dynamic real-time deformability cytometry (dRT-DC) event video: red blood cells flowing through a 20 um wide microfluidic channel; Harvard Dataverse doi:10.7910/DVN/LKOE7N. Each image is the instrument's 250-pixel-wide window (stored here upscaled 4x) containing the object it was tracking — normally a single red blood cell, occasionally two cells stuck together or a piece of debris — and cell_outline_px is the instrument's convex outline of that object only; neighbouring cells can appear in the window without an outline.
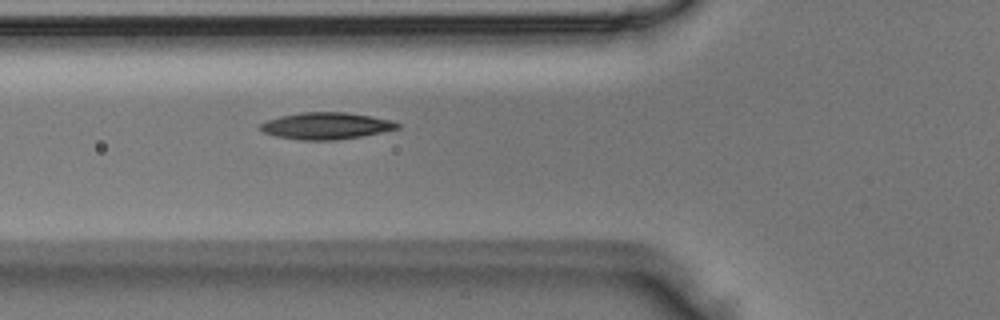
{"species": "Egyptian fruit bat (a non-hibernating species)", "species_latin": "Rousettus aegyptiacus", "temperature_condition": "room temperature", "stored_images_in_passage": 3, "segment_of_instrument_passage": [1, 2], "camera_frame_rate_fps": 3000, "um_per_image_px": 0.085, "animal": {"sex": "male"}, "frame": {"image": 1, "passage_image": 2, "time_ms": 0.333, "image_size_px": [1000, 320], "cell_outline_px": [[400, 128], [360, 136], [336, 140], [300, 140], [276, 136], [264, 132], [260, 128], [260, 124], [268, 120], [280, 116], [300, 112], [344, 112], [372, 116], [392, 120], [400, 124]], "centroid_in_image_um": [27.73, 10.69], "position_along_channel_um": 98.1, "area_um2": 21.27}}